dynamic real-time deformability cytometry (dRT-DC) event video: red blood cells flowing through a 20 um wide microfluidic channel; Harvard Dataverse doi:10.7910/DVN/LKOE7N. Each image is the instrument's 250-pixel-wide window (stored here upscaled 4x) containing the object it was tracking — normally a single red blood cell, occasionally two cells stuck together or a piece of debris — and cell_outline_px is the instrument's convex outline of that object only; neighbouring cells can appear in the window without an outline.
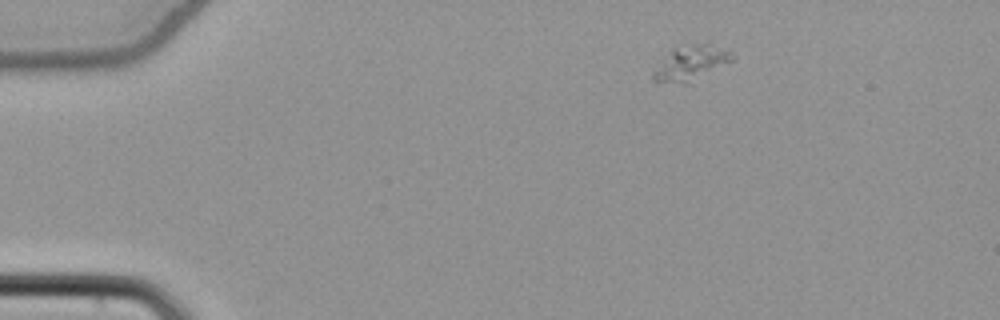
{"species": "common noctule bat (a hibernating species)", "species_latin": "Nyctalus noctula", "temperature_condition": "cold", "stored_images_in_passage": 46, "camera_frame_rate_fps": 3000, "um_per_image_px": 0.085, "animal": {"sex": "female", "body_mass_g": 22.7, "forearm_length_mm": 54.2}, "frame": {"image": 1, "passage_image": 1, "time_ms": 0.0, "image_size_px": [1000, 320], "cell_outline_px": [[732, 60], [688, 84], [656, 84], [652, 80], [652, 68], [676, 48], [708, 40], [732, 52]], "centroid_in_image_um": [58.67, 5.37], "position_along_channel_um": 26.3, "area_um2": 16.47}}
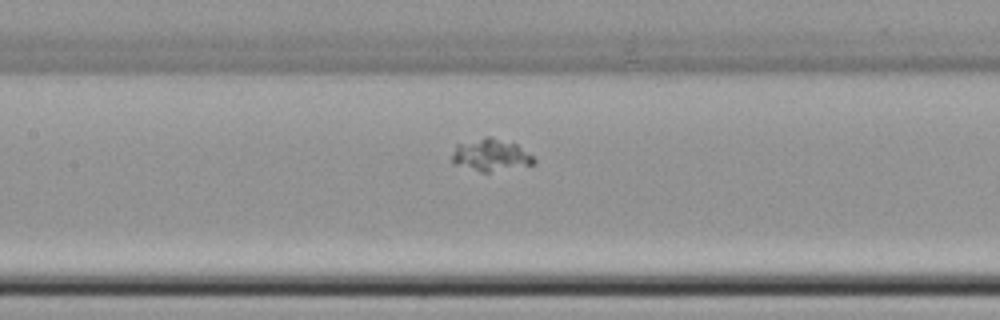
{"frame": {"image": 2, "passage_image": 18, "time_ms": 5.667, "image_size_px": [1000, 320], "cell_outline_px": [[536, 164], [488, 172], [480, 172], [452, 164], [452, 156], [456, 144], [484, 136], [492, 136], [516, 144], [532, 156], [536, 160]], "centroid_in_image_um": [41.68, 13.17], "position_along_channel_um": 165.7, "area_um2": 15.49}}
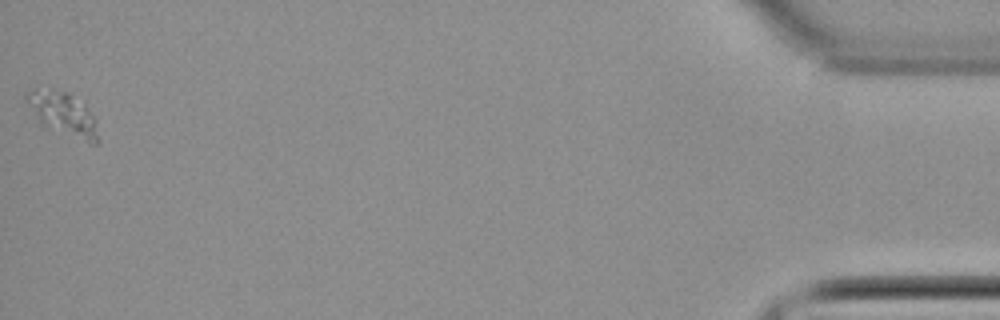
{"frame": {"image": 3, "passage_image": 46, "time_ms": 15.0, "image_size_px": [1000, 320], "cell_outline_px": [[100, 140], [96, 144], [92, 144], [48, 128], [40, 124], [24, 96], [24, 92], [28, 88], [36, 88], [68, 92], [84, 104], [96, 120]], "centroid_in_image_um": [5.36, 9.68], "position_along_channel_um": 429.8, "area_um2": 18.21}}